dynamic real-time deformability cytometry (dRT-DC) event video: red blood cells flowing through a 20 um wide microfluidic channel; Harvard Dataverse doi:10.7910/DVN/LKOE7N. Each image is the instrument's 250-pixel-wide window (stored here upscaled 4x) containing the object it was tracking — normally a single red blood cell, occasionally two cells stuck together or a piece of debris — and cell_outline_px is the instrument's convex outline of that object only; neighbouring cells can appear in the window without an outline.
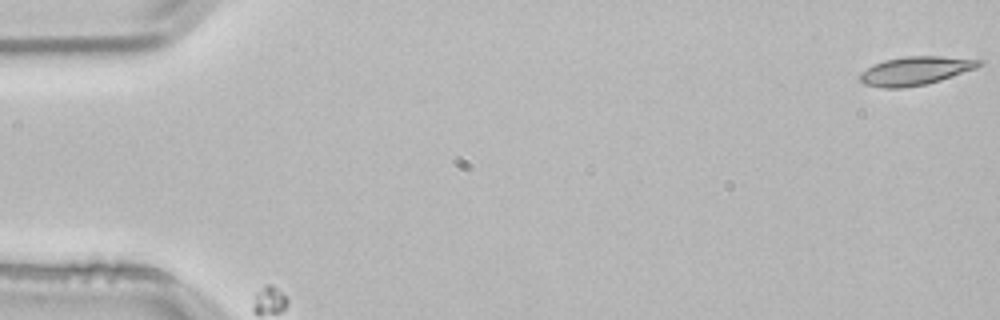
{"species": "common noctule bat (a hibernating species)", "species_latin": "Nyctalus noctula", "temperature_condition": "room temperature", "stored_images_in_passage": 7, "camera_frame_rate_fps": 3000, "um_per_image_px": 0.085, "animal": {"sex": "male", "body_mass_g": 21.5, "forearm_length_mm": 52.0}, "frame": {"image": 1, "passage_image": 1, "time_ms": 0.0, "image_size_px": [1000, 320], "cell_outline_px": [[984, 64], [976, 68], [940, 80], [924, 84], [904, 88], [884, 88], [864, 84], [860, 80], [860, 72], [884, 60], [904, 56], [940, 56], [984, 60]], "centroid_in_image_um": [77.83, 6.01], "position_along_channel_um": 7.2, "area_um2": 19.65}}